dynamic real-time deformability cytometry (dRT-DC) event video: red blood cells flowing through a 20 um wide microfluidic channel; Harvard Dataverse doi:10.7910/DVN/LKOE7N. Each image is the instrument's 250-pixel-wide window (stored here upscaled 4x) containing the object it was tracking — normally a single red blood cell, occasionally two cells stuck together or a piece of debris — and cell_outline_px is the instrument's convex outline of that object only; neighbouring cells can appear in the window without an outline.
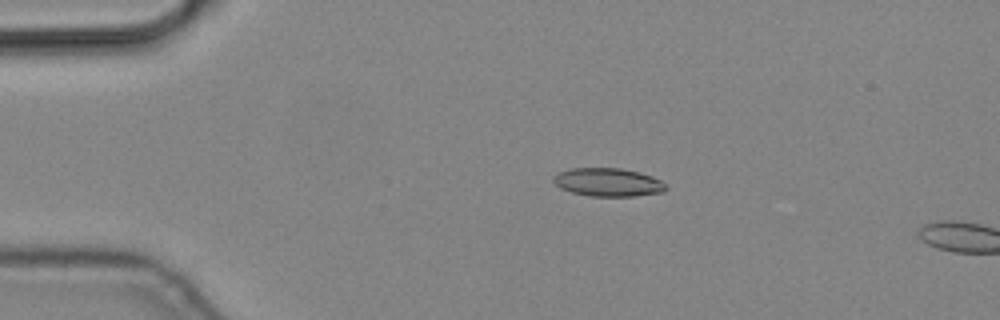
{"species": "common noctule bat (a hibernating species)", "species_latin": "Nyctalus noctula", "temperature_condition": "cold", "stored_images_in_passage": 5, "camera_frame_rate_fps": 3000, "um_per_image_px": 0.085, "animal": {"sex": "male", "body_mass_g": 19.2, "forearm_length_mm": 51.8}, "frame": {"image": 1, "passage_image": 4, "time_ms": 1.0, "image_size_px": [1000, 320], "cell_outline_px": [[668, 188], [664, 192], [636, 196], [588, 196], [572, 192], [560, 188], [552, 180], [552, 176], [560, 172], [572, 168], [620, 168], [640, 172], [652, 176], [668, 184]], "centroid_in_image_um": [51.72, 15.49], "position_along_channel_um": 33.3, "area_um2": 18.73}}